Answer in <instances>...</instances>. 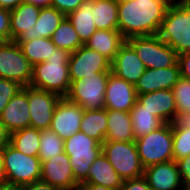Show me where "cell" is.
Returning a JSON list of instances; mask_svg holds the SVG:
<instances>
[{
    "instance_id": "obj_1",
    "label": "cell",
    "mask_w": 190,
    "mask_h": 190,
    "mask_svg": "<svg viewBox=\"0 0 190 190\" xmlns=\"http://www.w3.org/2000/svg\"><path fill=\"white\" fill-rule=\"evenodd\" d=\"M173 0H118V30L125 40L157 34Z\"/></svg>"
},
{
    "instance_id": "obj_2",
    "label": "cell",
    "mask_w": 190,
    "mask_h": 190,
    "mask_svg": "<svg viewBox=\"0 0 190 190\" xmlns=\"http://www.w3.org/2000/svg\"><path fill=\"white\" fill-rule=\"evenodd\" d=\"M70 54L65 49L56 48L51 58L34 65L30 87L65 98L71 84L68 64Z\"/></svg>"
},
{
    "instance_id": "obj_3",
    "label": "cell",
    "mask_w": 190,
    "mask_h": 190,
    "mask_svg": "<svg viewBox=\"0 0 190 190\" xmlns=\"http://www.w3.org/2000/svg\"><path fill=\"white\" fill-rule=\"evenodd\" d=\"M157 35L178 55L190 52V6L184 0L168 6Z\"/></svg>"
},
{
    "instance_id": "obj_4",
    "label": "cell",
    "mask_w": 190,
    "mask_h": 190,
    "mask_svg": "<svg viewBox=\"0 0 190 190\" xmlns=\"http://www.w3.org/2000/svg\"><path fill=\"white\" fill-rule=\"evenodd\" d=\"M64 152L69 157L75 181L80 186L87 180L91 165L102 153V144L83 132H77L64 140Z\"/></svg>"
},
{
    "instance_id": "obj_5",
    "label": "cell",
    "mask_w": 190,
    "mask_h": 190,
    "mask_svg": "<svg viewBox=\"0 0 190 190\" xmlns=\"http://www.w3.org/2000/svg\"><path fill=\"white\" fill-rule=\"evenodd\" d=\"M138 155L145 168L162 162L173 161L172 123L135 140Z\"/></svg>"
},
{
    "instance_id": "obj_6",
    "label": "cell",
    "mask_w": 190,
    "mask_h": 190,
    "mask_svg": "<svg viewBox=\"0 0 190 190\" xmlns=\"http://www.w3.org/2000/svg\"><path fill=\"white\" fill-rule=\"evenodd\" d=\"M126 41L134 48L146 69H164L178 63V54L157 34L131 37Z\"/></svg>"
},
{
    "instance_id": "obj_7",
    "label": "cell",
    "mask_w": 190,
    "mask_h": 190,
    "mask_svg": "<svg viewBox=\"0 0 190 190\" xmlns=\"http://www.w3.org/2000/svg\"><path fill=\"white\" fill-rule=\"evenodd\" d=\"M5 182L29 184L40 181L41 161L38 156L25 155L9 143L3 150Z\"/></svg>"
},
{
    "instance_id": "obj_8",
    "label": "cell",
    "mask_w": 190,
    "mask_h": 190,
    "mask_svg": "<svg viewBox=\"0 0 190 190\" xmlns=\"http://www.w3.org/2000/svg\"><path fill=\"white\" fill-rule=\"evenodd\" d=\"M111 72L97 73L95 76L71 81L66 99L85 110H100L105 105L107 79Z\"/></svg>"
},
{
    "instance_id": "obj_9",
    "label": "cell",
    "mask_w": 190,
    "mask_h": 190,
    "mask_svg": "<svg viewBox=\"0 0 190 190\" xmlns=\"http://www.w3.org/2000/svg\"><path fill=\"white\" fill-rule=\"evenodd\" d=\"M102 152L123 181L144 175L135 141H104Z\"/></svg>"
},
{
    "instance_id": "obj_10",
    "label": "cell",
    "mask_w": 190,
    "mask_h": 190,
    "mask_svg": "<svg viewBox=\"0 0 190 190\" xmlns=\"http://www.w3.org/2000/svg\"><path fill=\"white\" fill-rule=\"evenodd\" d=\"M33 65L25 58L16 41L0 43V78L30 86Z\"/></svg>"
},
{
    "instance_id": "obj_11",
    "label": "cell",
    "mask_w": 190,
    "mask_h": 190,
    "mask_svg": "<svg viewBox=\"0 0 190 190\" xmlns=\"http://www.w3.org/2000/svg\"><path fill=\"white\" fill-rule=\"evenodd\" d=\"M68 64L71 81L95 76L101 72H112L111 61L85 44L70 54Z\"/></svg>"
},
{
    "instance_id": "obj_12",
    "label": "cell",
    "mask_w": 190,
    "mask_h": 190,
    "mask_svg": "<svg viewBox=\"0 0 190 190\" xmlns=\"http://www.w3.org/2000/svg\"><path fill=\"white\" fill-rule=\"evenodd\" d=\"M27 99L30 107V127L40 131L50 129L54 109L61 97L27 86Z\"/></svg>"
},
{
    "instance_id": "obj_13",
    "label": "cell",
    "mask_w": 190,
    "mask_h": 190,
    "mask_svg": "<svg viewBox=\"0 0 190 190\" xmlns=\"http://www.w3.org/2000/svg\"><path fill=\"white\" fill-rule=\"evenodd\" d=\"M40 180L49 183L58 190H78L69 157L65 152L41 162Z\"/></svg>"
},
{
    "instance_id": "obj_14",
    "label": "cell",
    "mask_w": 190,
    "mask_h": 190,
    "mask_svg": "<svg viewBox=\"0 0 190 190\" xmlns=\"http://www.w3.org/2000/svg\"><path fill=\"white\" fill-rule=\"evenodd\" d=\"M84 111L85 109L78 104L61 98L54 109L50 129L62 140L68 139L73 134L80 132Z\"/></svg>"
},
{
    "instance_id": "obj_15",
    "label": "cell",
    "mask_w": 190,
    "mask_h": 190,
    "mask_svg": "<svg viewBox=\"0 0 190 190\" xmlns=\"http://www.w3.org/2000/svg\"><path fill=\"white\" fill-rule=\"evenodd\" d=\"M135 85L117 77L112 72L107 79L104 108L130 112L137 101Z\"/></svg>"
},
{
    "instance_id": "obj_16",
    "label": "cell",
    "mask_w": 190,
    "mask_h": 190,
    "mask_svg": "<svg viewBox=\"0 0 190 190\" xmlns=\"http://www.w3.org/2000/svg\"><path fill=\"white\" fill-rule=\"evenodd\" d=\"M0 123L9 134L30 127V107L27 99V87L11 98L0 114Z\"/></svg>"
},
{
    "instance_id": "obj_17",
    "label": "cell",
    "mask_w": 190,
    "mask_h": 190,
    "mask_svg": "<svg viewBox=\"0 0 190 190\" xmlns=\"http://www.w3.org/2000/svg\"><path fill=\"white\" fill-rule=\"evenodd\" d=\"M145 70L146 67L137 56L134 48L125 41L111 62L112 73L128 83L136 85Z\"/></svg>"
},
{
    "instance_id": "obj_18",
    "label": "cell",
    "mask_w": 190,
    "mask_h": 190,
    "mask_svg": "<svg viewBox=\"0 0 190 190\" xmlns=\"http://www.w3.org/2000/svg\"><path fill=\"white\" fill-rule=\"evenodd\" d=\"M140 109L152 112L164 123L176 121V103L172 89L157 90L137 96Z\"/></svg>"
},
{
    "instance_id": "obj_19",
    "label": "cell",
    "mask_w": 190,
    "mask_h": 190,
    "mask_svg": "<svg viewBox=\"0 0 190 190\" xmlns=\"http://www.w3.org/2000/svg\"><path fill=\"white\" fill-rule=\"evenodd\" d=\"M143 176L146 178L151 190L186 189L174 160L145 168Z\"/></svg>"
},
{
    "instance_id": "obj_20",
    "label": "cell",
    "mask_w": 190,
    "mask_h": 190,
    "mask_svg": "<svg viewBox=\"0 0 190 190\" xmlns=\"http://www.w3.org/2000/svg\"><path fill=\"white\" fill-rule=\"evenodd\" d=\"M181 78L179 63L168 68L146 69L135 85L137 95L173 89Z\"/></svg>"
},
{
    "instance_id": "obj_21",
    "label": "cell",
    "mask_w": 190,
    "mask_h": 190,
    "mask_svg": "<svg viewBox=\"0 0 190 190\" xmlns=\"http://www.w3.org/2000/svg\"><path fill=\"white\" fill-rule=\"evenodd\" d=\"M66 16L54 7H43L32 28L26 30L17 41H29L35 38H51L54 31Z\"/></svg>"
},
{
    "instance_id": "obj_22",
    "label": "cell",
    "mask_w": 190,
    "mask_h": 190,
    "mask_svg": "<svg viewBox=\"0 0 190 190\" xmlns=\"http://www.w3.org/2000/svg\"><path fill=\"white\" fill-rule=\"evenodd\" d=\"M126 40L118 29H99L85 43L87 47L104 55L111 62L115 59L119 48Z\"/></svg>"
},
{
    "instance_id": "obj_23",
    "label": "cell",
    "mask_w": 190,
    "mask_h": 190,
    "mask_svg": "<svg viewBox=\"0 0 190 190\" xmlns=\"http://www.w3.org/2000/svg\"><path fill=\"white\" fill-rule=\"evenodd\" d=\"M123 180L102 152L91 165L87 180L83 184H96L119 189Z\"/></svg>"
},
{
    "instance_id": "obj_24",
    "label": "cell",
    "mask_w": 190,
    "mask_h": 190,
    "mask_svg": "<svg viewBox=\"0 0 190 190\" xmlns=\"http://www.w3.org/2000/svg\"><path fill=\"white\" fill-rule=\"evenodd\" d=\"M107 121L105 141H135L132 120L129 112L107 109Z\"/></svg>"
},
{
    "instance_id": "obj_25",
    "label": "cell",
    "mask_w": 190,
    "mask_h": 190,
    "mask_svg": "<svg viewBox=\"0 0 190 190\" xmlns=\"http://www.w3.org/2000/svg\"><path fill=\"white\" fill-rule=\"evenodd\" d=\"M40 10L41 7L26 2L10 10L11 41H17L26 30L35 25Z\"/></svg>"
},
{
    "instance_id": "obj_26",
    "label": "cell",
    "mask_w": 190,
    "mask_h": 190,
    "mask_svg": "<svg viewBox=\"0 0 190 190\" xmlns=\"http://www.w3.org/2000/svg\"><path fill=\"white\" fill-rule=\"evenodd\" d=\"M66 17L74 26L83 44L97 31L93 20V0H85L78 9L69 13Z\"/></svg>"
},
{
    "instance_id": "obj_27",
    "label": "cell",
    "mask_w": 190,
    "mask_h": 190,
    "mask_svg": "<svg viewBox=\"0 0 190 190\" xmlns=\"http://www.w3.org/2000/svg\"><path fill=\"white\" fill-rule=\"evenodd\" d=\"M25 58L34 66L47 61L57 48L51 38H35L29 41H16Z\"/></svg>"
},
{
    "instance_id": "obj_28",
    "label": "cell",
    "mask_w": 190,
    "mask_h": 190,
    "mask_svg": "<svg viewBox=\"0 0 190 190\" xmlns=\"http://www.w3.org/2000/svg\"><path fill=\"white\" fill-rule=\"evenodd\" d=\"M107 109L85 110L80 124V132L94 138L99 143L105 141L107 133Z\"/></svg>"
},
{
    "instance_id": "obj_29",
    "label": "cell",
    "mask_w": 190,
    "mask_h": 190,
    "mask_svg": "<svg viewBox=\"0 0 190 190\" xmlns=\"http://www.w3.org/2000/svg\"><path fill=\"white\" fill-rule=\"evenodd\" d=\"M93 20L97 30L118 29V0H93Z\"/></svg>"
},
{
    "instance_id": "obj_30",
    "label": "cell",
    "mask_w": 190,
    "mask_h": 190,
    "mask_svg": "<svg viewBox=\"0 0 190 190\" xmlns=\"http://www.w3.org/2000/svg\"><path fill=\"white\" fill-rule=\"evenodd\" d=\"M129 113L132 120L135 140L150 134L165 124L160 118L152 115V112L146 109H140V103L138 101H136Z\"/></svg>"
},
{
    "instance_id": "obj_31",
    "label": "cell",
    "mask_w": 190,
    "mask_h": 190,
    "mask_svg": "<svg viewBox=\"0 0 190 190\" xmlns=\"http://www.w3.org/2000/svg\"><path fill=\"white\" fill-rule=\"evenodd\" d=\"M41 131L29 127L9 134V144L25 155L38 156Z\"/></svg>"
},
{
    "instance_id": "obj_32",
    "label": "cell",
    "mask_w": 190,
    "mask_h": 190,
    "mask_svg": "<svg viewBox=\"0 0 190 190\" xmlns=\"http://www.w3.org/2000/svg\"><path fill=\"white\" fill-rule=\"evenodd\" d=\"M53 44L57 48L65 49L70 53L79 49L83 43L80 41L74 26L67 17L63 19L51 36Z\"/></svg>"
},
{
    "instance_id": "obj_33",
    "label": "cell",
    "mask_w": 190,
    "mask_h": 190,
    "mask_svg": "<svg viewBox=\"0 0 190 190\" xmlns=\"http://www.w3.org/2000/svg\"><path fill=\"white\" fill-rule=\"evenodd\" d=\"M64 152V140L51 129L41 130L38 157L41 162Z\"/></svg>"
},
{
    "instance_id": "obj_34",
    "label": "cell",
    "mask_w": 190,
    "mask_h": 190,
    "mask_svg": "<svg viewBox=\"0 0 190 190\" xmlns=\"http://www.w3.org/2000/svg\"><path fill=\"white\" fill-rule=\"evenodd\" d=\"M173 160L190 155V128L184 127L178 120L172 123Z\"/></svg>"
},
{
    "instance_id": "obj_35",
    "label": "cell",
    "mask_w": 190,
    "mask_h": 190,
    "mask_svg": "<svg viewBox=\"0 0 190 190\" xmlns=\"http://www.w3.org/2000/svg\"><path fill=\"white\" fill-rule=\"evenodd\" d=\"M176 103V121L184 114L190 112V80L180 78L173 86Z\"/></svg>"
},
{
    "instance_id": "obj_36",
    "label": "cell",
    "mask_w": 190,
    "mask_h": 190,
    "mask_svg": "<svg viewBox=\"0 0 190 190\" xmlns=\"http://www.w3.org/2000/svg\"><path fill=\"white\" fill-rule=\"evenodd\" d=\"M23 86L13 80L0 78V114L13 96L21 91Z\"/></svg>"
},
{
    "instance_id": "obj_37",
    "label": "cell",
    "mask_w": 190,
    "mask_h": 190,
    "mask_svg": "<svg viewBox=\"0 0 190 190\" xmlns=\"http://www.w3.org/2000/svg\"><path fill=\"white\" fill-rule=\"evenodd\" d=\"M11 41L10 10L0 7V43Z\"/></svg>"
},
{
    "instance_id": "obj_38",
    "label": "cell",
    "mask_w": 190,
    "mask_h": 190,
    "mask_svg": "<svg viewBox=\"0 0 190 190\" xmlns=\"http://www.w3.org/2000/svg\"><path fill=\"white\" fill-rule=\"evenodd\" d=\"M85 0H51V7L56 8L65 16L75 11Z\"/></svg>"
},
{
    "instance_id": "obj_39",
    "label": "cell",
    "mask_w": 190,
    "mask_h": 190,
    "mask_svg": "<svg viewBox=\"0 0 190 190\" xmlns=\"http://www.w3.org/2000/svg\"><path fill=\"white\" fill-rule=\"evenodd\" d=\"M119 190H151L144 176L124 180Z\"/></svg>"
},
{
    "instance_id": "obj_40",
    "label": "cell",
    "mask_w": 190,
    "mask_h": 190,
    "mask_svg": "<svg viewBox=\"0 0 190 190\" xmlns=\"http://www.w3.org/2000/svg\"><path fill=\"white\" fill-rule=\"evenodd\" d=\"M185 188L190 186V155L175 161Z\"/></svg>"
},
{
    "instance_id": "obj_41",
    "label": "cell",
    "mask_w": 190,
    "mask_h": 190,
    "mask_svg": "<svg viewBox=\"0 0 190 190\" xmlns=\"http://www.w3.org/2000/svg\"><path fill=\"white\" fill-rule=\"evenodd\" d=\"M178 63L181 77L186 80H190V52H185L178 55Z\"/></svg>"
},
{
    "instance_id": "obj_42",
    "label": "cell",
    "mask_w": 190,
    "mask_h": 190,
    "mask_svg": "<svg viewBox=\"0 0 190 190\" xmlns=\"http://www.w3.org/2000/svg\"><path fill=\"white\" fill-rule=\"evenodd\" d=\"M22 190H58V189L54 186H51L49 183L40 180L33 183L22 185Z\"/></svg>"
},
{
    "instance_id": "obj_43",
    "label": "cell",
    "mask_w": 190,
    "mask_h": 190,
    "mask_svg": "<svg viewBox=\"0 0 190 190\" xmlns=\"http://www.w3.org/2000/svg\"><path fill=\"white\" fill-rule=\"evenodd\" d=\"M23 0H0V7L8 10L15 9Z\"/></svg>"
},
{
    "instance_id": "obj_44",
    "label": "cell",
    "mask_w": 190,
    "mask_h": 190,
    "mask_svg": "<svg viewBox=\"0 0 190 190\" xmlns=\"http://www.w3.org/2000/svg\"><path fill=\"white\" fill-rule=\"evenodd\" d=\"M9 143V133L0 123V148H4Z\"/></svg>"
},
{
    "instance_id": "obj_45",
    "label": "cell",
    "mask_w": 190,
    "mask_h": 190,
    "mask_svg": "<svg viewBox=\"0 0 190 190\" xmlns=\"http://www.w3.org/2000/svg\"><path fill=\"white\" fill-rule=\"evenodd\" d=\"M80 190H119V189H111L105 186L96 185V184H81L79 186Z\"/></svg>"
},
{
    "instance_id": "obj_46",
    "label": "cell",
    "mask_w": 190,
    "mask_h": 190,
    "mask_svg": "<svg viewBox=\"0 0 190 190\" xmlns=\"http://www.w3.org/2000/svg\"><path fill=\"white\" fill-rule=\"evenodd\" d=\"M0 190H22V185L12 184V183H8V182H1Z\"/></svg>"
},
{
    "instance_id": "obj_47",
    "label": "cell",
    "mask_w": 190,
    "mask_h": 190,
    "mask_svg": "<svg viewBox=\"0 0 190 190\" xmlns=\"http://www.w3.org/2000/svg\"><path fill=\"white\" fill-rule=\"evenodd\" d=\"M23 2L31 3L33 5L43 7H51V0H23Z\"/></svg>"
},
{
    "instance_id": "obj_48",
    "label": "cell",
    "mask_w": 190,
    "mask_h": 190,
    "mask_svg": "<svg viewBox=\"0 0 190 190\" xmlns=\"http://www.w3.org/2000/svg\"><path fill=\"white\" fill-rule=\"evenodd\" d=\"M3 150L4 148H0V183L5 182V172L3 165Z\"/></svg>"
},
{
    "instance_id": "obj_49",
    "label": "cell",
    "mask_w": 190,
    "mask_h": 190,
    "mask_svg": "<svg viewBox=\"0 0 190 190\" xmlns=\"http://www.w3.org/2000/svg\"><path fill=\"white\" fill-rule=\"evenodd\" d=\"M178 121L187 128H190V112L182 115Z\"/></svg>"
},
{
    "instance_id": "obj_50",
    "label": "cell",
    "mask_w": 190,
    "mask_h": 190,
    "mask_svg": "<svg viewBox=\"0 0 190 190\" xmlns=\"http://www.w3.org/2000/svg\"><path fill=\"white\" fill-rule=\"evenodd\" d=\"M190 6V0H184Z\"/></svg>"
}]
</instances>
